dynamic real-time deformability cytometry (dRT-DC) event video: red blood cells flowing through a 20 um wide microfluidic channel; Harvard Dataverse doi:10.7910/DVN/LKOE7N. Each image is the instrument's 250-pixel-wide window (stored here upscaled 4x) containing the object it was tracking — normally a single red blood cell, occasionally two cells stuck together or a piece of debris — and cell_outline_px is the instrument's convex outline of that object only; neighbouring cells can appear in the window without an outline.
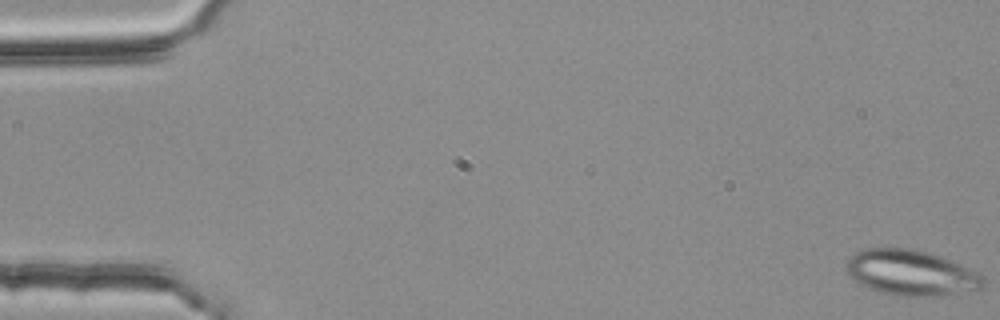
{"species": "common noctule bat (a hibernating species)", "species_latin": "Nyctalus noctula", "temperature_condition": "room temperature", "stored_images_in_passage": 53, "segment_of_instrument_passage": [1, 2], "camera_frame_rate_fps": 3000, "um_per_image_px": 0.085, "animal": {"sex": "female", "body_mass_g": 25.1}, "frame": {"image": 1, "passage_image": 1, "time_ms": 0.0, "image_size_px": [1000, 320], "cell_outline_px": [[984, 288], [980, 292], [940, 296], [896, 296], [880, 292], [868, 288], [856, 280], [848, 272], [848, 260], [856, 252], [864, 248], [912, 248], [932, 252], [980, 272], [984, 276]], "centroid_in_image_um": [77.59, 23.2], "position_along_channel_um": 7.4, "area_um2": 36.99}}